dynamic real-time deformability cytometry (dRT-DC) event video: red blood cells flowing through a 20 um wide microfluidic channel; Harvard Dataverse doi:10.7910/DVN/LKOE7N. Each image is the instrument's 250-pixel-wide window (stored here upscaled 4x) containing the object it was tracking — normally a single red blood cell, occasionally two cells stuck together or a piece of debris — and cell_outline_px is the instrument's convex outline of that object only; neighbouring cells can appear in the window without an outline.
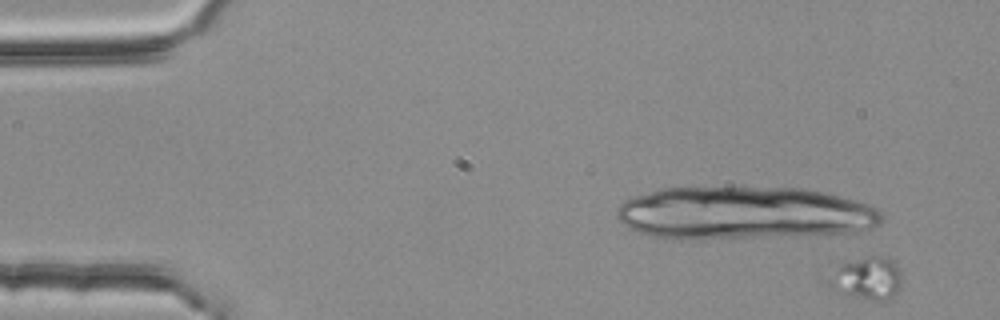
{"species": "common noctule bat (a hibernating species)", "species_latin": "Nyctalus noctula", "temperature_condition": "room temperature", "stored_images_in_passage": 25, "camera_frame_rate_fps": 3000, "um_per_image_px": 0.085, "animal": {"sex": "female", "body_mass_g": 25.1}, "frame": {"image": 1, "passage_image": 1, "time_ms": 0.0, "image_size_px": [1000, 320], "cell_outline_px": [[900, 288], [888, 300], [868, 300], [836, 292], [828, 288], [824, 284], [840, 264], [868, 256], [880, 256], [892, 260], [900, 268]], "centroid_in_image_um": [73.66, 23.67], "position_along_channel_um": 11.3, "area_um2": 18.21}}
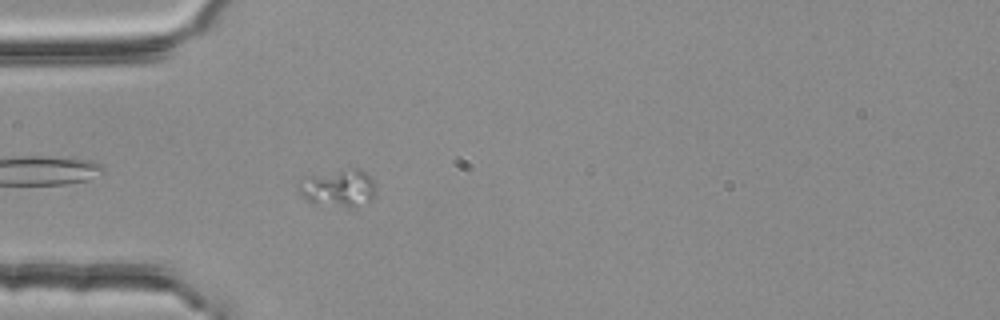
{"frame": {"image": 2, "passage_image": 15, "time_ms": 4.667, "image_size_px": [1000, 320], "cell_outline_px": [[376, 196], [368, 204], [356, 208], [352, 208], [308, 200], [300, 192], [296, 184], [308, 176], [356, 168], [364, 172], [372, 180], [376, 188]], "centroid_in_image_um": [28.85, 16.01], "position_along_channel_um": 56.1, "area_um2": 16.47}}